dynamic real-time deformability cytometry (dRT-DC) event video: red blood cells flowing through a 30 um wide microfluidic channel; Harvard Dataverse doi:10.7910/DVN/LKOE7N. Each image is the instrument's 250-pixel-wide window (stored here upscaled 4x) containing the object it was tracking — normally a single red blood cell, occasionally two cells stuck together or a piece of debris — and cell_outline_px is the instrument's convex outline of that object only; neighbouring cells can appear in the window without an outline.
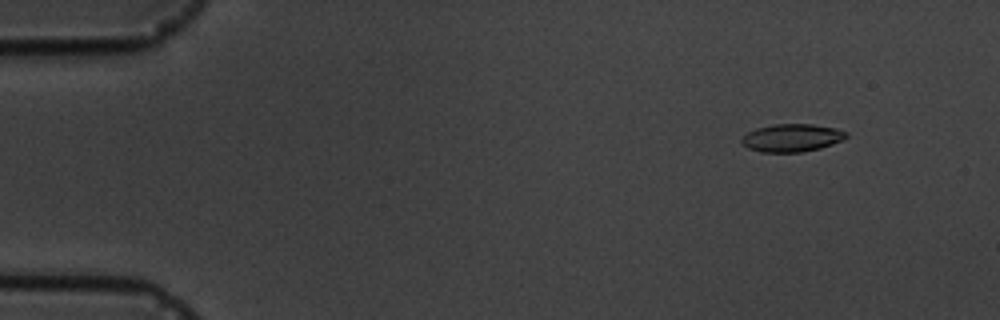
{"species": "common noctule bat (a hibernating species)", "species_latin": "Nyctalus noctula", "temperature_condition": "cold", "stored_images_in_passage": 5, "camera_frame_rate_fps": 3000, "um_per_image_px": 0.085, "animal": {"sex": "male", "body_mass_g": 19.5, "forearm_length_mm": 54.6}, "frame": {"image": 1, "passage_image": 2, "time_ms": 1.0, "image_size_px": [1000, 320], "cell_outline_px": [[848, 136], [844, 140], [820, 148], [804, 152], [760, 152], [748, 148], [740, 140], [748, 132], [756, 128], [772, 124], [812, 124], [836, 128], [848, 132]], "centroid_in_image_um": [67.34, 11.71], "position_along_channel_um": 17.7, "area_um2": 17.05}}
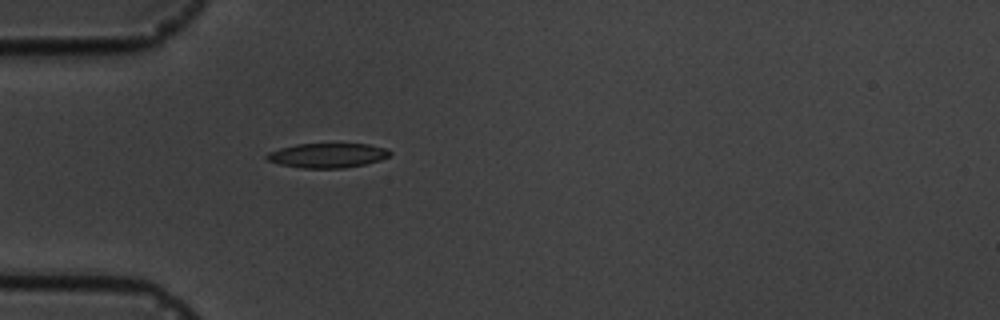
{"frame": {"image": 2, "passage_image": 5, "time_ms": 4.667, "image_size_px": [1000, 320], "cell_outline_px": [[392, 152], [388, 156], [380, 160], [364, 164], [344, 168], [300, 168], [280, 164], [268, 160], [264, 156], [268, 152], [280, 148], [296, 144], [368, 144], [388, 148]], "centroid_in_image_um": [27.84, 13.21], "position_along_channel_um": 57.2, "area_um2": 17.63}}